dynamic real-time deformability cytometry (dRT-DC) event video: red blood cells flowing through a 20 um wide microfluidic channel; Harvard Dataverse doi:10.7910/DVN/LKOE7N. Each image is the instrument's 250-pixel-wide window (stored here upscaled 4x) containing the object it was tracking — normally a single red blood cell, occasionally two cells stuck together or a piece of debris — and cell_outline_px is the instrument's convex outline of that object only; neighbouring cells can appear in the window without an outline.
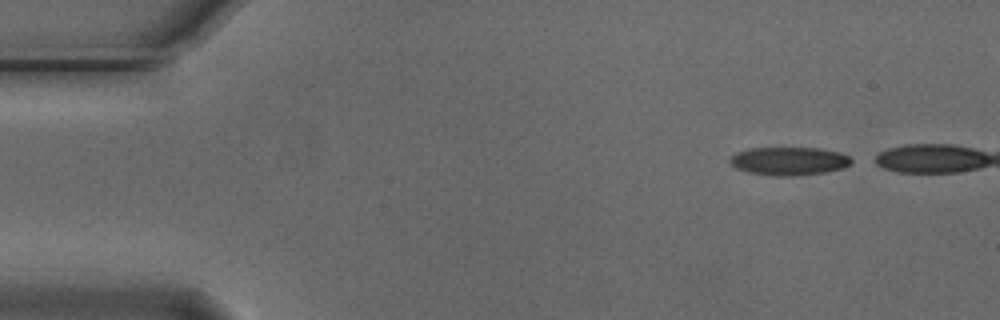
{"species": "Egyptian fruit bat (a non-hibernating species)", "species_latin": "Rousettus aegyptiacus", "temperature_condition": "cold", "stored_images_in_passage": 12, "camera_frame_rate_fps": 3000, "um_per_image_px": 0.085, "animal": {"sex": "male"}, "frame": {"image": 1, "passage_image": 1, "time_ms": 0.0, "image_size_px": [1000, 320], "cell_outline_px": [[852, 164], [844, 168], [824, 172], [792, 176], [772, 176], [748, 172], [736, 168], [728, 160], [736, 152], [748, 148], [820, 148], [840, 152], [848, 156], [852, 160]], "centroid_in_image_um": [67.07, 13.69], "position_along_channel_um": 17.9, "area_um2": 20.06}}
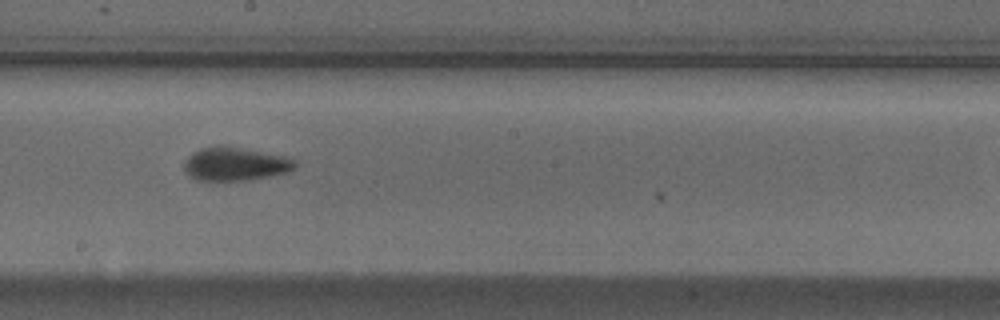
{"frame": {"image": 2, "passage_image": 8, "time_ms": 2.333, "image_size_px": [1000, 320], "cell_outline_px": [[296, 168], [288, 172], [248, 180], [196, 180], [188, 176], [184, 168], [184, 160], [192, 152], [200, 148], [220, 144], [224, 144], [284, 156], [296, 160]], "centroid_in_image_um": [19.96, 13.92], "position_along_channel_um": 228.2, "area_um2": 21.91}}
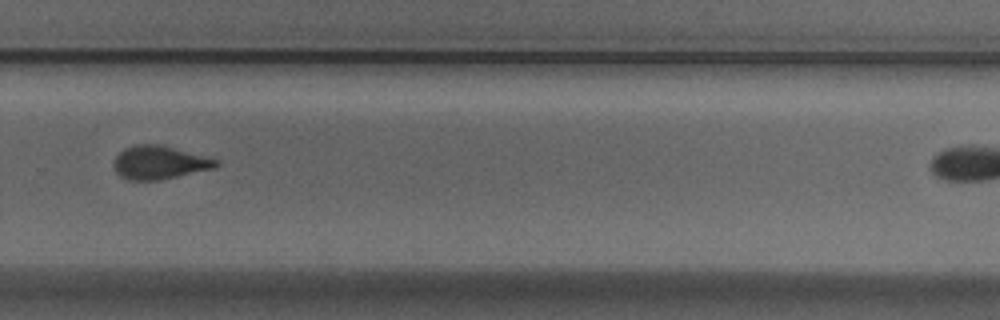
{"frame": {"image": 3, "passage_image": 10, "time_ms": 3.0, "image_size_px": [1000, 320], "cell_outline_px": [[220, 164], [216, 168], [160, 180], [128, 180], [120, 176], [116, 172], [112, 164], [116, 156], [124, 148], [136, 144], [160, 144], [220, 160]], "centroid_in_image_um": [13.55, 13.82], "position_along_channel_um": 316.2, "area_um2": 20.06}}